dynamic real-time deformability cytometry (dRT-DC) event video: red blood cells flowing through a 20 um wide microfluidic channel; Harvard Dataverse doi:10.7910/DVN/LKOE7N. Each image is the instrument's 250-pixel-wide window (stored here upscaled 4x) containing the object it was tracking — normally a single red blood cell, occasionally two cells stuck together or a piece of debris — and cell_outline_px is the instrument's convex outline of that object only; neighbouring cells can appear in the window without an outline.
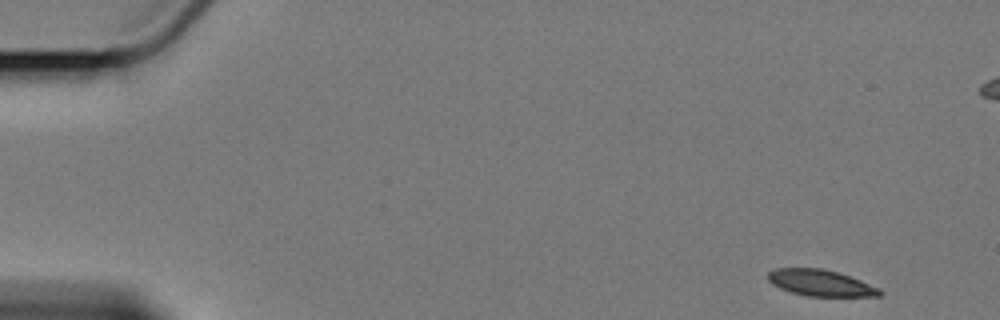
{"species": "Egyptian fruit bat (a non-hibernating species)", "species_latin": "Rousettus aegyptiacus", "temperature_condition": "cold", "stored_images_in_passage": 6, "camera_frame_rate_fps": 3000, "um_per_image_px": 0.085, "animal": {"sex": "female"}, "frame": {"image": 1, "passage_image": 1, "time_ms": 0.0, "image_size_px": [1000, 320], "cell_outline_px": [[884, 292], [880, 296], [804, 296], [780, 288], [772, 284], [768, 280], [768, 272], [776, 268], [824, 268], [860, 280], [880, 288]], "centroid_in_image_um": [69.75, 24.05], "position_along_channel_um": 15.2, "area_um2": 17.11}}
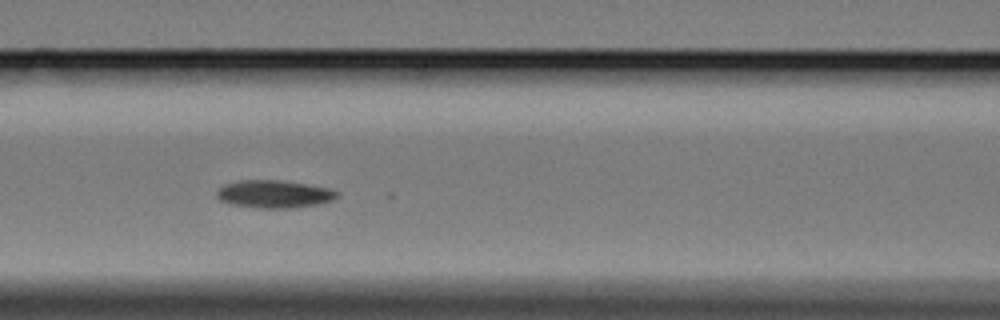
{"frame": {"image": 2, "passage_image": 5, "time_ms": 7.333, "image_size_px": [1000, 320], "cell_outline_px": [[340, 192], [332, 200], [316, 204], [288, 208], [260, 208], [232, 204], [220, 200], [216, 196], [216, 192], [224, 184], [240, 180], [276, 180], [332, 188]], "centroid_in_image_um": [23.29, 16.49], "position_along_channel_um": 143.3, "area_um2": 19.19}}
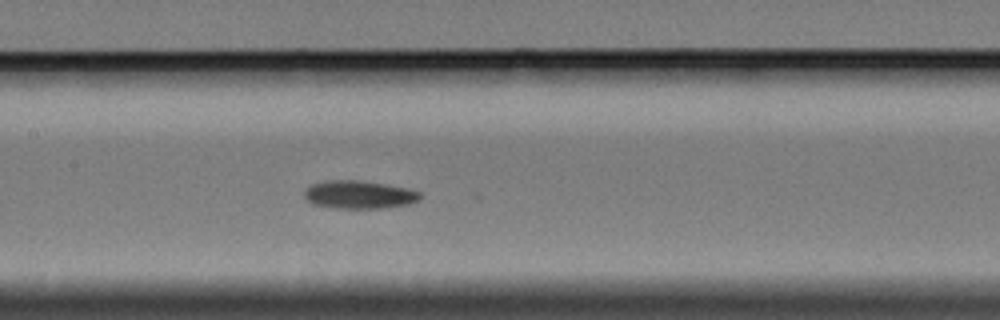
{"frame": {"image": 3, "passage_image": 6, "time_ms": 8.333, "image_size_px": [1000, 320], "cell_outline_px": [[420, 200], [412, 204], [388, 208], [332, 208], [312, 204], [304, 196], [304, 192], [312, 184], [324, 180], [356, 180], [384, 184], [404, 188], [420, 192]], "centroid_in_image_um": [30.53, 16.56], "position_along_channel_um": 176.9, "area_um2": 18.96}}